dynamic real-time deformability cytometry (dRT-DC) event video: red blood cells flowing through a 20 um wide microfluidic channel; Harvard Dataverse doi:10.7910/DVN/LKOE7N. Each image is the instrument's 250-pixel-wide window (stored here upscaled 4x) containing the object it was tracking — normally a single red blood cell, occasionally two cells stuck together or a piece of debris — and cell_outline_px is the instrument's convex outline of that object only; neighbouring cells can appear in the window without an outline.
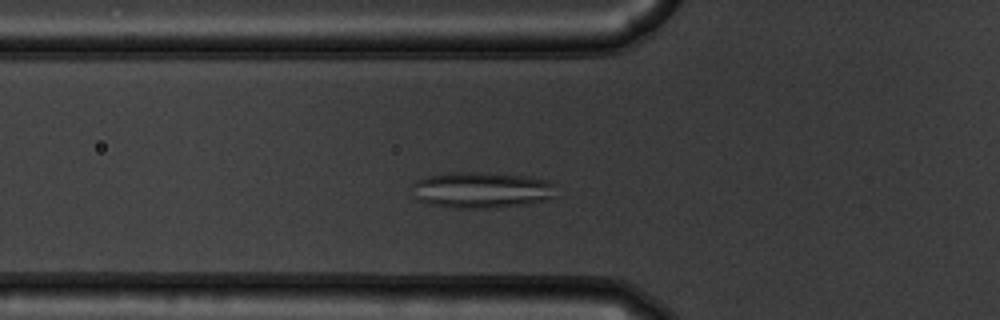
{"species": "common noctule bat (a hibernating species)", "species_latin": "Nyctalus noctula", "temperature_condition": "warm", "stored_images_in_passage": 48, "camera_frame_rate_fps": 3000, "um_per_image_px": 0.085, "animal": {"sex": "male", "body_mass_g": 19.5, "forearm_length_mm": 54.6}, "frame": {"image": 1, "passage_image": 12, "time_ms": 3.667, "image_size_px": [1000, 320], "cell_outline_px": [[556, 184], [552, 196], [548, 200], [528, 204], [492, 208], [448, 208], [428, 204], [416, 200], [412, 184], [416, 180], [424, 176], [452, 172], [484, 172], [524, 176], [548, 180]], "centroid_in_image_um": [40.9, 16.15], "position_along_channel_um": 84.9, "area_um2": 30.75}}
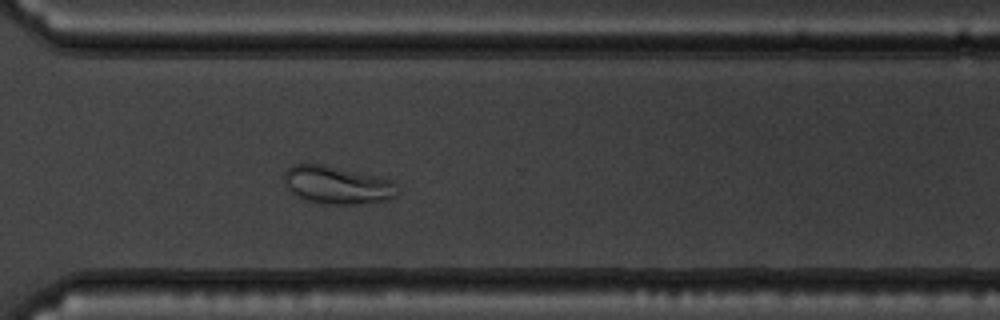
{"frame": {"image": 2, "passage_image": 33, "time_ms": 10.667, "image_size_px": [1000, 320], "cell_outline_px": [[396, 196], [388, 200], [360, 204], [320, 204], [304, 200], [296, 196], [284, 184], [284, 172], [292, 164], [320, 164], [380, 176], [396, 180]], "centroid_in_image_um": [28.67, 15.73], "position_along_channel_um": 341.9, "area_um2": 25.37}}
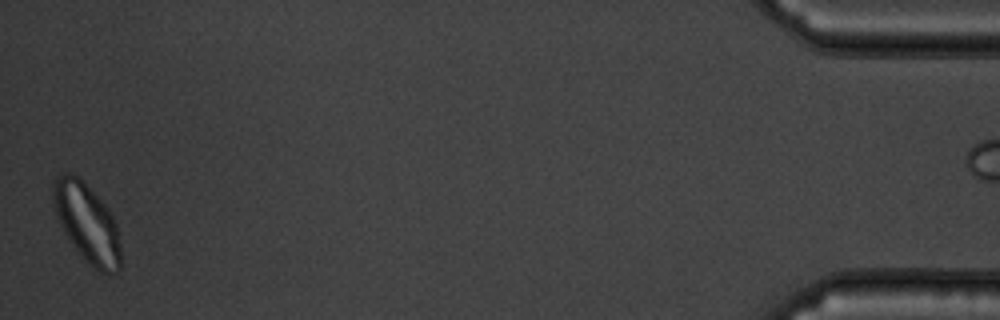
{"frame": {"image": 3, "passage_image": 47, "time_ms": 15.333, "image_size_px": [1000, 320], "cell_outline_px": [[120, 268], [116, 272], [100, 272], [84, 260], [64, 232], [56, 212], [52, 200], [52, 184], [56, 176], [64, 172], [72, 172], [108, 208], [116, 224], [120, 240]], "centroid_in_image_um": [7.38, 18.94], "position_along_channel_um": 427.8, "area_um2": 30.52}}